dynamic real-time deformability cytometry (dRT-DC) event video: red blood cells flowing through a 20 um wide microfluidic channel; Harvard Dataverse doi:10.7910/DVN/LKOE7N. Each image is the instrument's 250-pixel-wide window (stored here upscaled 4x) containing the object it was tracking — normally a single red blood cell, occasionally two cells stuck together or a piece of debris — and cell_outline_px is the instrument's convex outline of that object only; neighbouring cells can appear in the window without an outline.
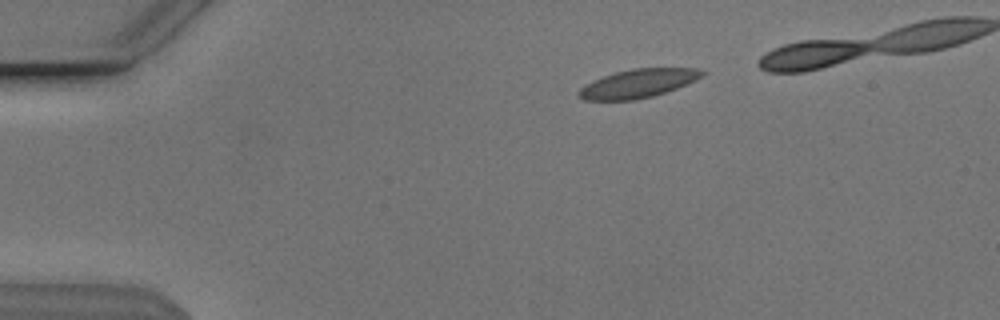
{"species": "Egyptian fruit bat (a non-hibernating species)", "species_latin": "Rousettus aegyptiacus", "temperature_condition": "cold", "stored_images_in_passage": 38, "camera_frame_rate_fps": 3000, "um_per_image_px": 0.085, "animal": {"sex": "male"}, "frame": {"image": 1, "passage_image": 1, "time_ms": 0.0, "image_size_px": [1000, 320], "cell_outline_px": [[708, 72], [704, 76], [688, 84], [652, 96], [632, 100], [584, 100], [576, 96], [576, 92], [584, 84], [592, 80], [616, 72], [632, 68], [696, 68]], "centroid_in_image_um": [54.22, 7.09], "position_along_channel_um": 30.8, "area_um2": 20.69}}
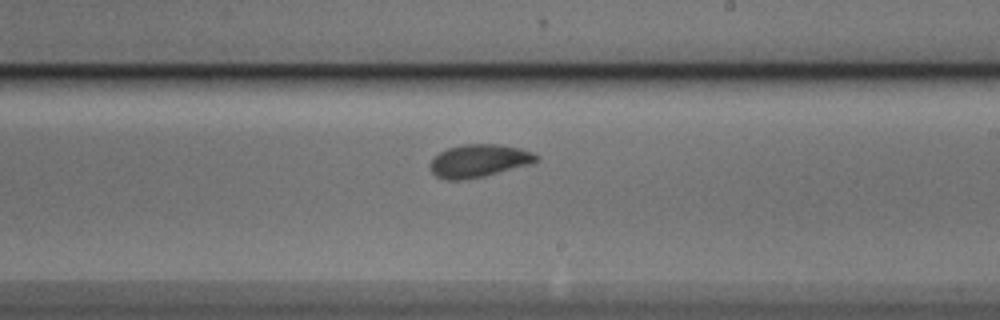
{"frame": {"image": 2, "passage_image": 23, "time_ms": 7.333, "image_size_px": [1000, 320], "cell_outline_px": [[540, 160], [532, 164], [484, 176], [460, 180], [448, 180], [436, 176], [432, 172], [428, 164], [440, 152], [448, 148], [464, 144], [500, 144], [520, 148], [532, 152], [540, 156]], "centroid_in_image_um": [40.75, 13.66], "position_along_channel_um": 248.3, "area_um2": 20.4}}
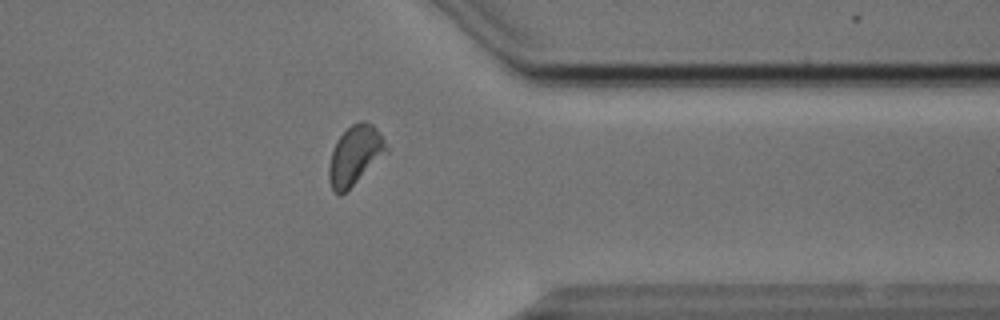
{"frame": {"image": 3, "passage_image": 34, "time_ms": 11.0, "image_size_px": [1000, 320], "cell_outline_px": [[388, 152], [340, 196], [332, 188], [328, 180], [328, 164], [332, 148], [336, 140], [352, 124], [360, 120], [364, 120], [372, 124], [376, 128], [384, 140], [388, 148]], "centroid_in_image_um": [30.15, 13.18], "position_along_channel_um": 381.3, "area_um2": 19.71}, "authors_computed_cell_mechanics": {"area_um2": 20.2589, "velocity_mm_per_s": 3.8118, "shape_relaxation_time_tau1_ms": 1.9514, "shape_relaxation_time_tau2_ms": 0.9518, "deformation_change_tau1": 0.1204, "deformation_change_tau2": 0.0603}}